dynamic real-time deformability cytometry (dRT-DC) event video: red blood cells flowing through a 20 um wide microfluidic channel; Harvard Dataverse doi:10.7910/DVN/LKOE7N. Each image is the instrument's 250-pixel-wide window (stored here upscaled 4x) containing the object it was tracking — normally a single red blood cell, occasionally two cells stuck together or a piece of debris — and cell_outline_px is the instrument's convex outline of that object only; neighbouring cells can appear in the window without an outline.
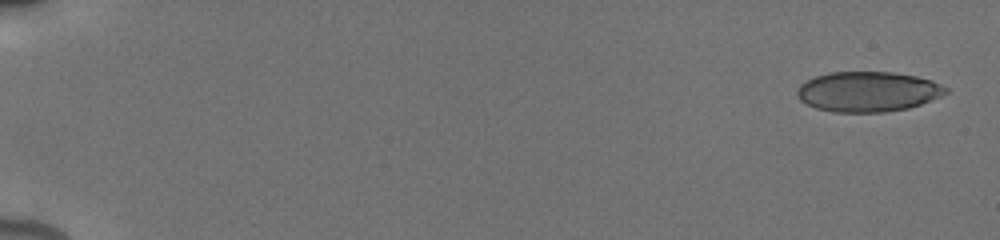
{"species": "human", "species_latin": "Homo sapiens", "temperature_condition": "cold", "stored_images_in_passage": 13, "camera_frame_rate_fps": 3000, "um_per_image_px": 0.085, "donor": {"sex": "male"}, "frame": {"image": 1, "passage_image": 1, "time_ms": 0.0, "image_size_px": [1000, 240], "cell_outline_px": [[948, 92], [940, 96], [920, 104], [908, 108], [884, 112], [832, 112], [816, 108], [800, 100], [796, 96], [796, 88], [800, 84], [816, 76], [828, 72], [892, 72], [916, 76], [932, 80], [948, 88]], "centroid_in_image_um": [73.75, 7.78], "position_along_channel_um": 11.3, "area_um2": 34.8}}
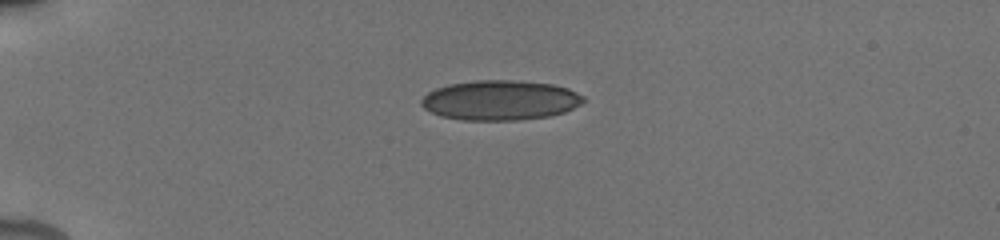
{"frame": {"image": 2, "passage_image": 8, "time_ms": 4.333, "image_size_px": [1000, 240], "cell_outline_px": [[584, 100], [580, 104], [564, 112], [548, 116], [520, 120], [464, 120], [440, 116], [424, 108], [420, 104], [420, 100], [428, 92], [436, 88], [448, 84], [476, 80], [512, 80], [552, 84], [568, 88], [584, 96]], "centroid_in_image_um": [42.49, 8.52], "position_along_channel_um": 42.5, "area_um2": 37.63}}